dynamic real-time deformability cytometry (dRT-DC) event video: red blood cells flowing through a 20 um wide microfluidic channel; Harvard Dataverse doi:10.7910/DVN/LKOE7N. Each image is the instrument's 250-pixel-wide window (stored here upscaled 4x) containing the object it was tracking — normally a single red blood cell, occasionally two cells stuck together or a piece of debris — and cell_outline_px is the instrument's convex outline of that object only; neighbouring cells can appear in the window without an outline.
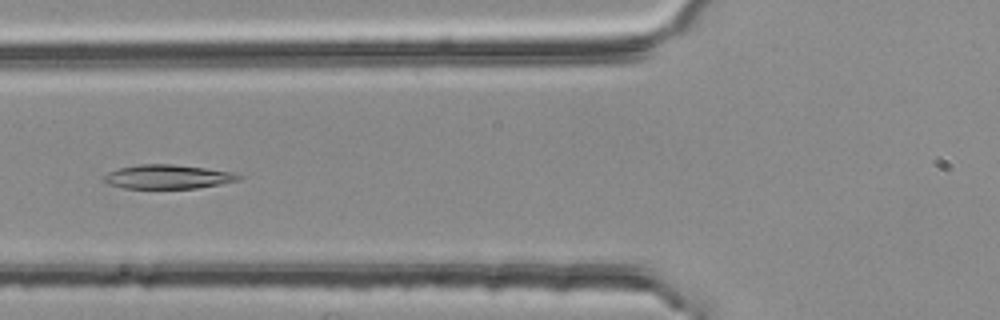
{"species": "common noctule bat (a hibernating species)", "species_latin": "Nyctalus noctula", "temperature_condition": "room temperature", "stored_images_in_passage": 47, "camera_frame_rate_fps": 3000, "um_per_image_px": 0.085, "animal": {"sex": "female", "body_mass_g": 25.1}, "frame": {"image": 1, "passage_image": 20, "time_ms": 6.333, "image_size_px": [1000, 320], "cell_outline_px": [[244, 176], [240, 180], [220, 184], [196, 188], [124, 188], [108, 184], [104, 180], [104, 176], [108, 172], [120, 168], [140, 164], [172, 164], [204, 168], [232, 172]], "centroid_in_image_um": [14.28, 15.02], "position_along_channel_um": 111.5, "area_um2": 18.73}}
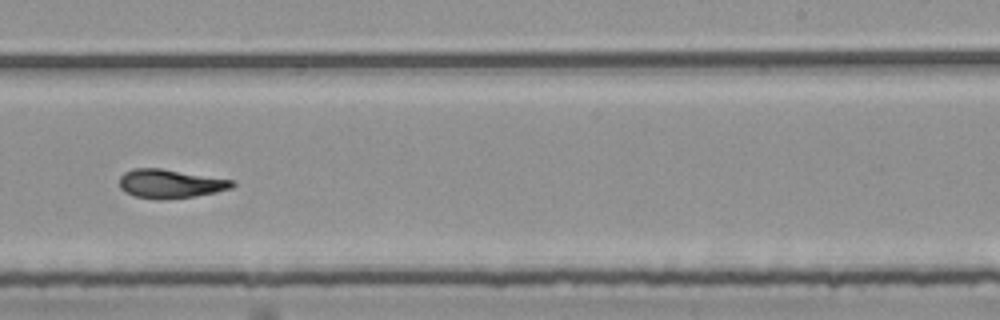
{"frame": {"image": 2, "passage_image": 33, "time_ms": 10.667, "image_size_px": [1000, 320], "cell_outline_px": [[236, 184], [232, 188], [216, 192], [192, 196], [164, 200], [156, 200], [136, 196], [124, 192], [120, 188], [120, 176], [124, 172], [136, 168], [160, 168], [232, 180]], "centroid_in_image_um": [14.44, 15.62], "position_along_channel_um": 274.6, "area_um2": 18.84}}
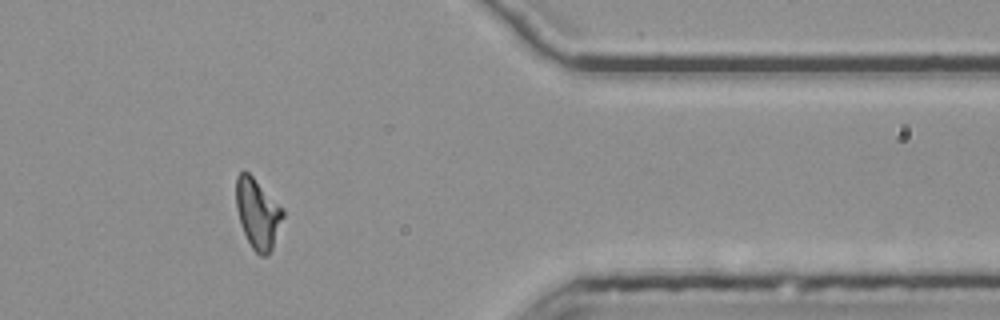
{"frame": {"image": 3, "passage_image": 44, "time_ms": 14.333, "image_size_px": [1000, 320], "cell_outline_px": [[284, 216], [272, 248], [268, 256], [260, 256], [252, 248], [240, 224], [236, 208], [236, 176], [240, 172], [248, 172], [284, 208]], "centroid_in_image_um": [21.91, 18.15], "position_along_channel_um": 389.5, "area_um2": 19.07}, "authors_computed_cell_mechanics": {"area_um2": 19.4786, "velocity_mm_per_s": 3.7642, "shape_relaxation_time_tau1_ms": 10.712, "shape_relaxation_time_tau2_ms": 5.2995, "deformation_change_tau1": 0.2814, "deformation_change_tau2": 0.1308}}